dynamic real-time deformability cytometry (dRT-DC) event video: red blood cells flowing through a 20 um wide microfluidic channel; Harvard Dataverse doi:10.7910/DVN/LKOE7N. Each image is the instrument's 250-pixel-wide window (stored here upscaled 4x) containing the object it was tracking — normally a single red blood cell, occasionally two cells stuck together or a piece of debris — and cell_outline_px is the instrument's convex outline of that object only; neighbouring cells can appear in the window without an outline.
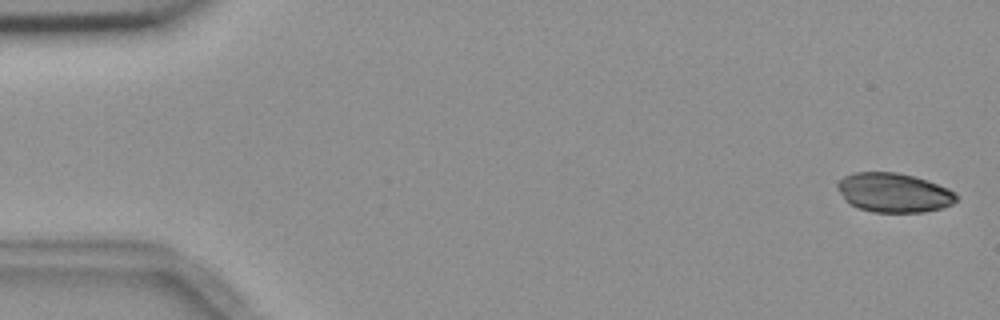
{"species": "common noctule bat (a hibernating species)", "species_latin": "Nyctalus noctula", "temperature_condition": "room temperature", "stored_images_in_passage": 4, "camera_frame_rate_fps": 3000, "um_per_image_px": 0.085, "animal": {"sex": "female", "body_mass_g": 18.4}, "frame": {"image": 1, "passage_image": 1, "time_ms": 0.0, "image_size_px": [1000, 320], "cell_outline_px": [[956, 200], [952, 204], [944, 208], [924, 212], [872, 212], [860, 208], [852, 204], [836, 188], [836, 184], [844, 176], [856, 172], [896, 172], [916, 176], [928, 180], [948, 188], [956, 192]], "centroid_in_image_um": [76.02, 16.36], "position_along_channel_um": 9.0, "area_um2": 27.17}}